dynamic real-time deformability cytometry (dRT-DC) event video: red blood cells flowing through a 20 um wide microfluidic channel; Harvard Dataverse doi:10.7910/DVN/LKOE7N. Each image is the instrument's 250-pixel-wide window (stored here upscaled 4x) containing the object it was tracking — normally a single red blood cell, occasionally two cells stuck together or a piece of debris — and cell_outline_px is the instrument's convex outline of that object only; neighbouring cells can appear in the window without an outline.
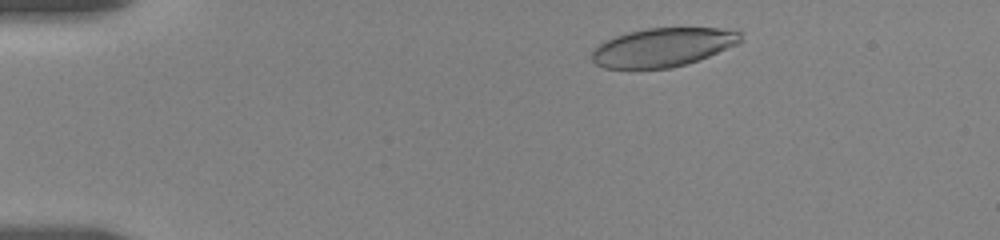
{"species": "human", "species_latin": "Homo sapiens", "temperature_condition": "room temperature", "stored_images_in_passage": 51, "camera_frame_rate_fps": 3000, "um_per_image_px": 0.085, "donor": {"sex": "female"}, "frame": {"image": 1, "passage_image": 5, "time_ms": 1.333, "image_size_px": [1000, 240], "cell_outline_px": [[744, 32], [740, 40], [736, 44], [708, 56], [672, 68], [604, 68], [596, 64], [592, 60], [592, 48], [604, 40], [628, 32], [648, 28], [720, 28]], "centroid_in_image_um": [56.3, 4.01], "position_along_channel_um": 28.7, "area_um2": 33.35}}
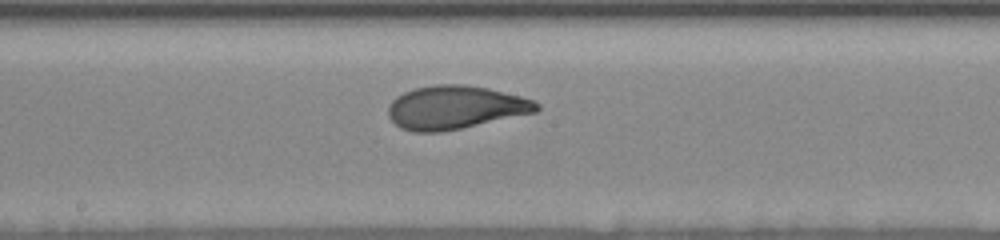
{"frame": {"image": 2, "passage_image": 26, "time_ms": 8.333, "image_size_px": [1000, 240], "cell_outline_px": [[540, 108], [536, 112], [444, 132], [412, 132], [400, 128], [388, 116], [388, 104], [396, 96], [404, 92], [416, 88], [436, 84], [464, 84], [488, 88], [536, 100], [540, 104]], "centroid_in_image_um": [38.69, 9.13], "position_along_channel_um": 209.5, "area_um2": 37.74}}
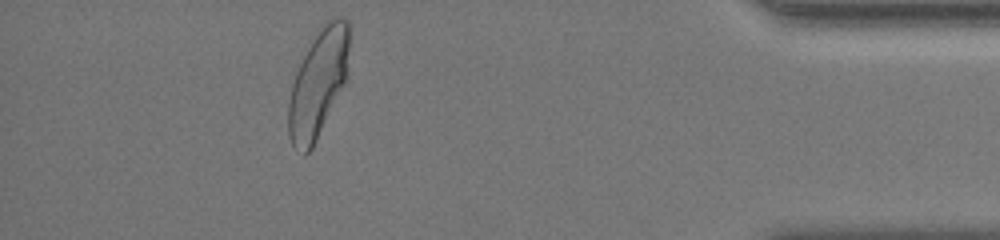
{"frame": {"image": 3, "passage_image": 46, "time_ms": 15.0, "image_size_px": [1000, 240], "cell_outline_px": [[348, 80], [312, 148], [304, 156], [292, 144], [288, 136], [288, 100], [292, 84], [296, 72], [320, 24], [336, 16], [340, 16], [348, 20]], "centroid_in_image_um": [27.06, 7.08], "position_along_channel_um": 408.1, "area_um2": 38.44}, "authors_computed_cell_mechanics": {"area_um2": 36.7608, "velocity_mm_per_s": 3.6169, "shape_relaxation_time_tau1_ms": 4.0676, "shape_relaxation_time_tau2_ms": 0.7711, "deformation_change_tau1": 0.1708, "deformation_change_tau2": 0.0643}}